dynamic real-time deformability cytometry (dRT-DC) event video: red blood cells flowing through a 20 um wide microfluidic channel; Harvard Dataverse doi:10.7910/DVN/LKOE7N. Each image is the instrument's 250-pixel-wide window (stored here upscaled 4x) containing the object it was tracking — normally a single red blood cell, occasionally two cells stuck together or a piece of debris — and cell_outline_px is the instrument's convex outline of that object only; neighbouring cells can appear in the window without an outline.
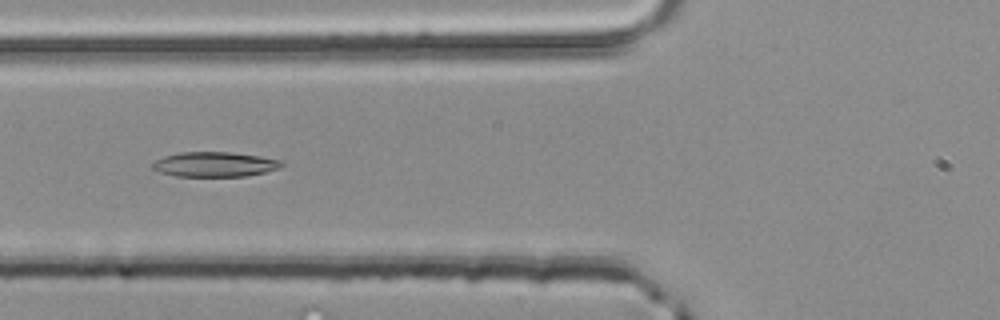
{"species": "common noctule bat (a hibernating species)", "species_latin": "Nyctalus noctula", "temperature_condition": "room temperature", "stored_images_in_passage": 35, "camera_frame_rate_fps": 3000, "um_per_image_px": 0.085, "animal": {"sex": "male", "body_mass_g": 20.4}, "frame": {"image": 1, "passage_image": 8, "time_ms": 2.333, "image_size_px": [1000, 320], "cell_outline_px": [[284, 164], [280, 168], [264, 172], [244, 176], [176, 176], [160, 172], [152, 168], [148, 164], [164, 156], [180, 152], [232, 152], [260, 156], [284, 160]], "centroid_in_image_um": [18.25, 13.96], "position_along_channel_um": 107.6, "area_um2": 18.84}}
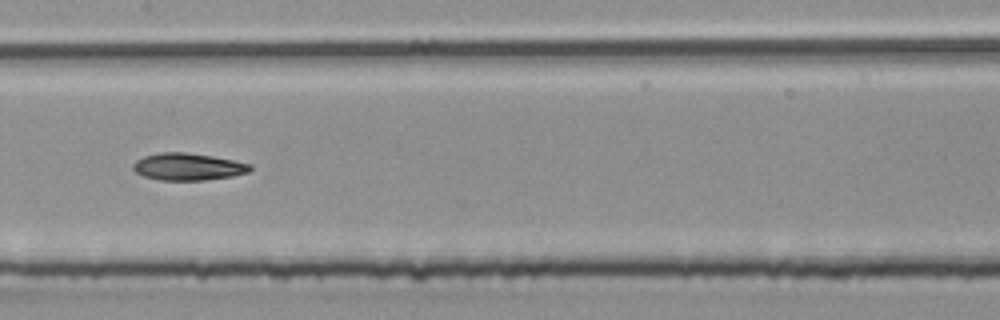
{"frame": {"image": 2, "passage_image": 14, "time_ms": 4.333, "image_size_px": [1000, 320], "cell_outline_px": [[252, 168], [248, 172], [232, 176], [204, 180], [160, 180], [144, 176], [136, 172], [132, 168], [132, 164], [136, 160], [144, 156], [160, 152], [184, 152], [212, 156], [252, 164]], "centroid_in_image_um": [15.96, 14.17], "position_along_channel_um": 191.4, "area_um2": 18.44}}
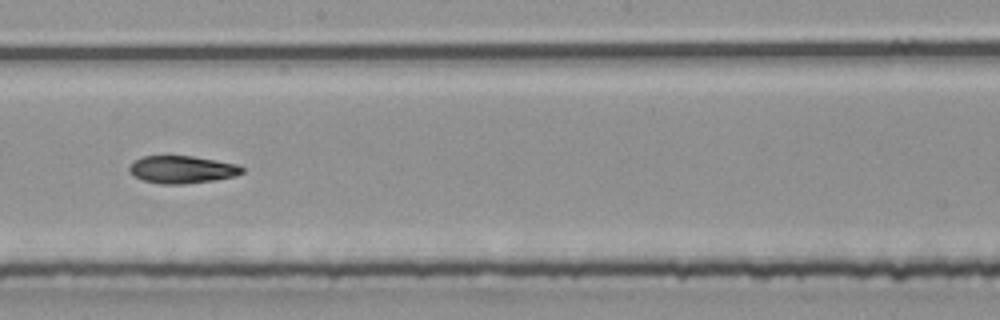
{"frame": {"image": 3, "passage_image": 17, "time_ms": 5.333, "image_size_px": [1000, 320], "cell_outline_px": [[244, 172], [236, 176], [212, 180], [184, 184], [160, 184], [144, 180], [128, 172], [128, 168], [136, 160], [144, 156], [192, 156], [216, 160], [236, 164], [244, 168]], "centroid_in_image_um": [15.49, 14.41], "position_along_channel_um": 232.7, "area_um2": 17.92}, "authors_computed_cell_mechanics": {"area_um2": 18.8428, "velocity_mm_per_s": 4.1759, "shape_relaxation_time_tau1_ms": 5.2424, "shape_relaxation_time_tau2_ms": 6.8515, "deformation_change_tau1": 0.1523, "deformation_change_tau2": 0.1465}}